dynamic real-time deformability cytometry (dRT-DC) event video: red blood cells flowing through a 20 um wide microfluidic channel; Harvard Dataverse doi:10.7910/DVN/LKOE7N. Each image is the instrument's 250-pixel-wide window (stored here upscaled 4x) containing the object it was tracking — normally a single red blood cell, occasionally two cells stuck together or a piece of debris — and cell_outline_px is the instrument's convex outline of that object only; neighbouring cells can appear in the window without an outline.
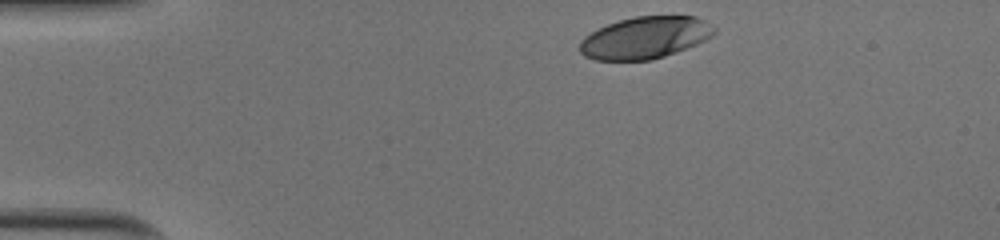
{"species": "human", "species_latin": "Homo sapiens", "temperature_condition": "cold", "stored_images_in_passage": 33, "camera_frame_rate_fps": 3000, "um_per_image_px": 0.085, "donor": {"sex": "male"}, "frame": {"image": 1, "passage_image": 1, "time_ms": 0.0, "image_size_px": [1000, 240], "cell_outline_px": [[716, 32], [712, 36], [696, 44], [676, 52], [652, 60], [596, 60], [584, 56], [580, 52], [580, 40], [584, 36], [608, 24], [632, 16], [696, 16], [704, 20], [716, 28]], "centroid_in_image_um": [54.83, 3.2], "position_along_channel_um": 30.2, "area_um2": 32.83}}
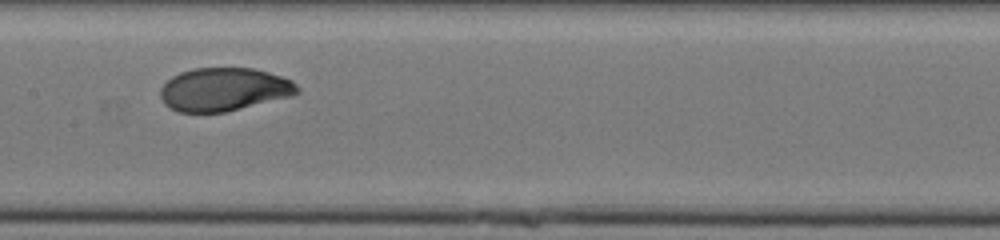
{"frame": {"image": 2, "passage_image": 18, "time_ms": 5.667, "image_size_px": [1000, 240], "cell_outline_px": [[300, 92], [292, 96], [224, 112], [180, 112], [164, 104], [160, 96], [160, 88], [172, 76], [180, 72], [192, 68], [252, 68], [268, 72], [292, 80], [300, 88]], "centroid_in_image_um": [19.04, 7.59], "position_along_channel_um": 188.4, "area_um2": 34.45}}
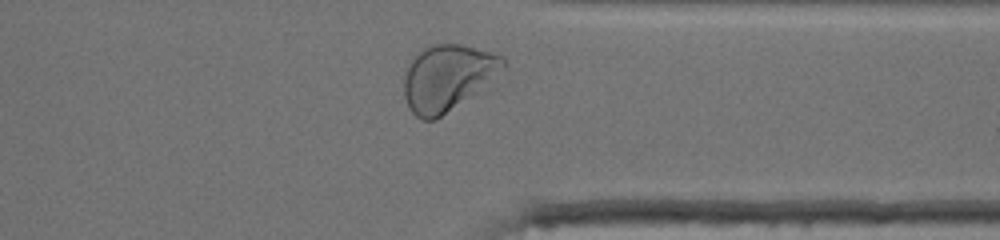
{"frame": {"image": 3, "passage_image": 32, "time_ms": 10.333, "image_size_px": [1000, 240], "cell_outline_px": [[504, 68], [488, 84], [436, 120], [420, 120], [408, 108], [404, 96], [404, 80], [408, 68], [412, 60], [424, 48], [432, 44], [460, 44], [504, 56]], "centroid_in_image_um": [38.03, 6.62], "position_along_channel_um": 373.4, "area_um2": 37.69}, "authors_computed_cell_mechanics": {"area_um2": 35.2002, "velocity_mm_per_s": 3.9862, "shape_relaxation_time_tau1_ms": 4.5057, "shape_relaxation_time_tau2_ms": null, "deformation_change_tau1": 0.1927, "deformation_change_tau2": null}}